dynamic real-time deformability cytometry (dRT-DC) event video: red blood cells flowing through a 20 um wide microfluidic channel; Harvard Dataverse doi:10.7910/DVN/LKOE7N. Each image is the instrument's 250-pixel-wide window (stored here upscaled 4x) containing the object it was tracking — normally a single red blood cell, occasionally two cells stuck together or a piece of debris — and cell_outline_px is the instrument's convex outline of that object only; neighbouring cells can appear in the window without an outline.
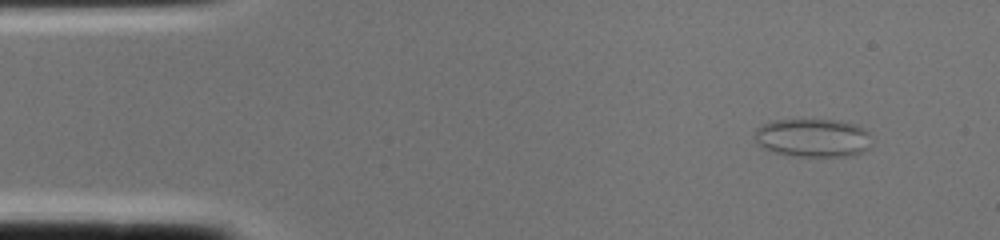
{"species": "common noctule bat (a hibernating species)", "species_latin": "Nyctalus noctula", "temperature_condition": "cold", "stored_images_in_passage": 1, "camera_frame_rate_fps": 3000, "um_per_image_px": 0.085, "animal": {"sex": "female", "body_mass_g": 22.0, "forearm_length_mm": 56.7}, "frame": {"image": 1, "passage_image": 1, "time_ms": 0.0, "image_size_px": [1000, 240], "cell_outline_px": [[872, 144], [864, 152], [856, 156], [792, 156], [776, 152], [764, 148], [756, 144], [752, 132], [756, 128], [772, 120], [840, 120], [856, 124], [864, 128], [868, 132]], "centroid_in_image_um": [69.1, 11.72], "position_along_channel_um": 15.9, "area_um2": 26.65}}